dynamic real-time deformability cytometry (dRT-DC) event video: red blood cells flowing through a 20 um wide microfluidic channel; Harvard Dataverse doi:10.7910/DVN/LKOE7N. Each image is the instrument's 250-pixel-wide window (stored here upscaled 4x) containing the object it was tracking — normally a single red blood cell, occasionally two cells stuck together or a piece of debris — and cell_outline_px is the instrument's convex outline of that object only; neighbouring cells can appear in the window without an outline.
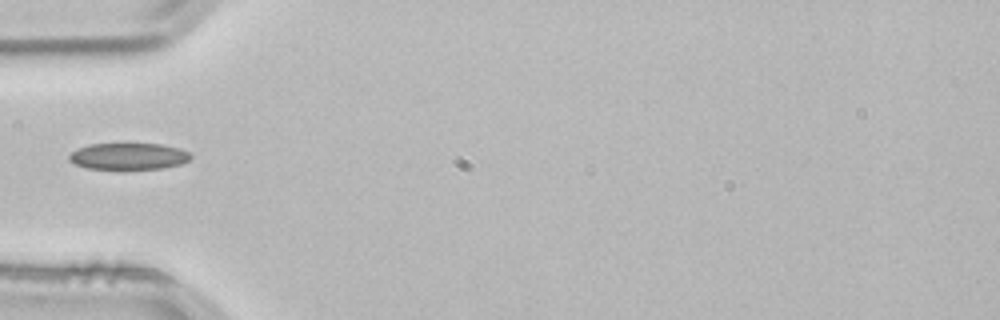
{"species": "common noctule bat (a hibernating species)", "species_latin": "Nyctalus noctula", "temperature_condition": "room temperature", "stored_images_in_passage": 37, "camera_frame_rate_fps": 3000, "um_per_image_px": 0.085, "animal": {"sex": "male", "body_mass_g": 21.5, "forearm_length_mm": 52.0}, "frame": {"image": 1, "passage_image": 1, "time_ms": 0.0, "image_size_px": [1000, 320], "cell_outline_px": [[192, 156], [188, 160], [180, 164], [164, 168], [88, 168], [72, 164], [68, 160], [68, 156], [76, 148], [88, 144], [164, 144], [180, 148], [188, 152]], "centroid_in_image_um": [10.89, 13.27], "position_along_channel_um": 74.1, "area_um2": 18.73}}
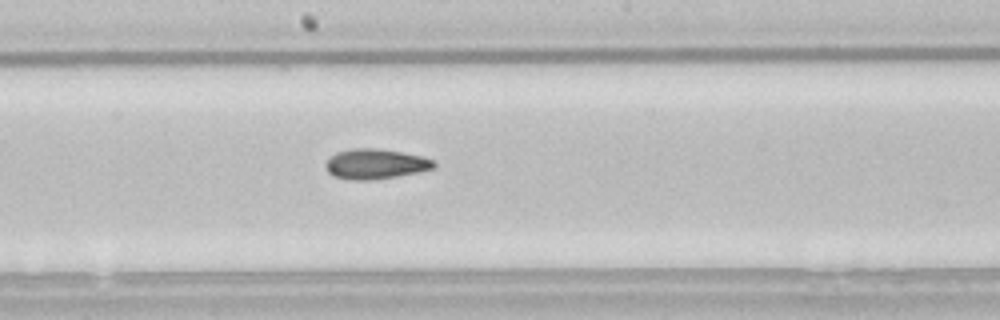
{"frame": {"image": 2, "passage_image": 12, "time_ms": 3.667, "image_size_px": [1000, 320], "cell_outline_px": [[436, 168], [420, 172], [372, 180], [348, 180], [336, 176], [328, 172], [328, 160], [336, 152], [356, 148], [380, 148], [424, 156], [432, 160], [436, 164]], "centroid_in_image_um": [31.99, 13.93], "position_along_channel_um": 216.2, "area_um2": 18.9}}
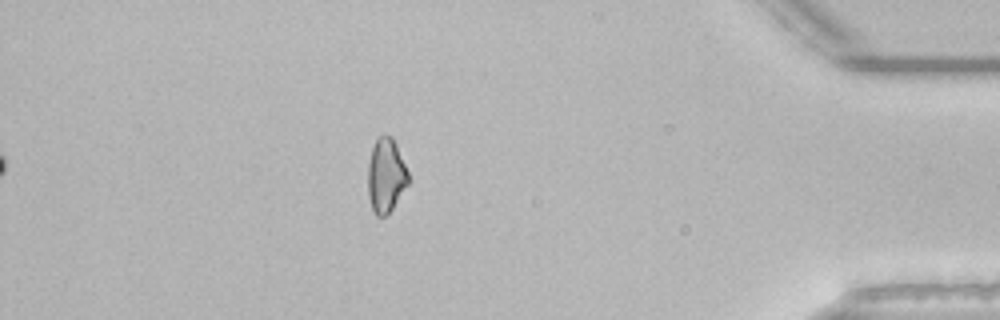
{"frame": {"image": 3, "passage_image": 30, "time_ms": 9.667, "image_size_px": [1000, 320], "cell_outline_px": [[408, 184], [392, 208], [384, 216], [376, 216], [372, 212], [368, 196], [368, 164], [372, 148], [376, 136], [384, 132], [392, 136], [396, 144], [408, 172]], "centroid_in_image_um": [32.78, 14.87], "position_along_channel_um": 402.4, "area_um2": 17.63}}